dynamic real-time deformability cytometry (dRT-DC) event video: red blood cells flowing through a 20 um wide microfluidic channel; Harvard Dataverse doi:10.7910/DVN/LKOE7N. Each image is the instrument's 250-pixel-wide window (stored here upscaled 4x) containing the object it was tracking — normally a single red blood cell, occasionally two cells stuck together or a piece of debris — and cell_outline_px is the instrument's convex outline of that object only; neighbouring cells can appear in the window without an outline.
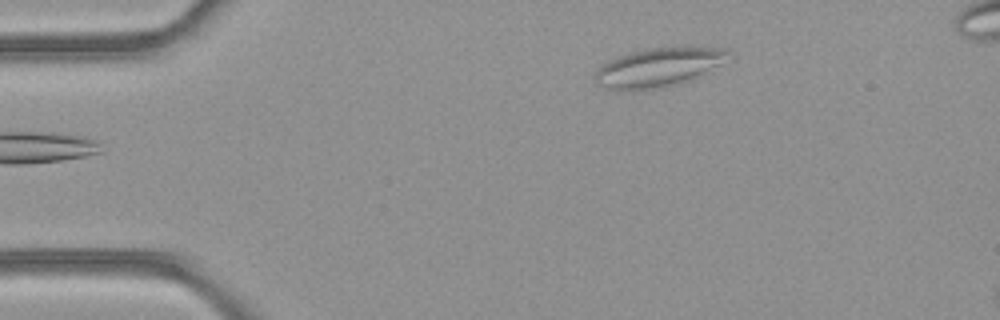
{"species": "common noctule bat (a hibernating species)", "species_latin": "Nyctalus noctula", "temperature_condition": "room temperature", "stored_images_in_passage": 5, "camera_frame_rate_fps": 3000, "um_per_image_px": 0.085, "animal": {"sex": "female", "body_mass_g": 21.9}, "frame": {"image": 1, "passage_image": 5, "time_ms": 1.333, "image_size_px": [1000, 320], "cell_outline_px": [[732, 60], [704, 76], [680, 84], [660, 88], [628, 92], [616, 92], [592, 80], [592, 76], [596, 68], [600, 64], [608, 60], [632, 52], [648, 48], [684, 44], [688, 44], [728, 48], [732, 52]], "centroid_in_image_um": [56.11, 5.7], "position_along_channel_um": 28.9, "area_um2": 32.71}}